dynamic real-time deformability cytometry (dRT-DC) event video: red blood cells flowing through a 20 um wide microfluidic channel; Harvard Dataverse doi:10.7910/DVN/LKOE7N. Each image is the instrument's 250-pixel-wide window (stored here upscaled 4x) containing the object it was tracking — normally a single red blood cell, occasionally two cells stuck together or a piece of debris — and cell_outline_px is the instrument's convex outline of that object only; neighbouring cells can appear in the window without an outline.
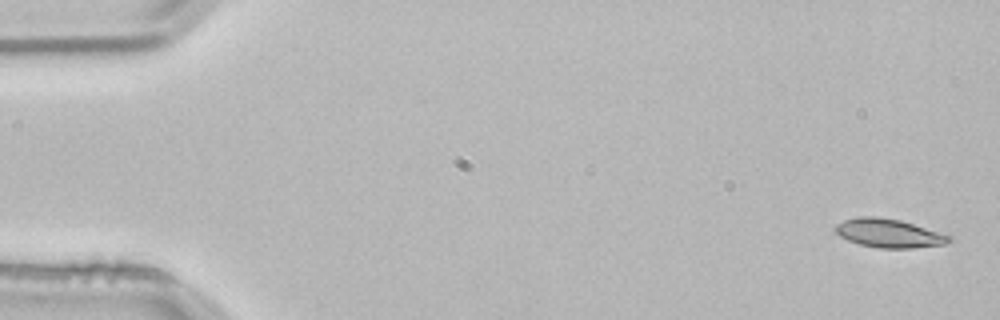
{"species": "common noctule bat (a hibernating species)", "species_latin": "Nyctalus noctula", "temperature_condition": "room temperature", "stored_images_in_passage": 4, "camera_frame_rate_fps": 3000, "um_per_image_px": 0.085, "animal": {"sex": "male", "body_mass_g": 21.5, "forearm_length_mm": 52.0}, "frame": {"image": 1, "passage_image": 1, "time_ms": 0.0, "image_size_px": [1000, 320], "cell_outline_px": [[952, 240], [944, 244], [912, 248], [880, 248], [860, 244], [848, 240], [840, 236], [832, 228], [836, 224], [844, 220], [860, 216], [876, 216], [900, 220], [952, 236]], "centroid_in_image_um": [75.52, 19.82], "position_along_channel_um": 9.5, "area_um2": 18.9}}
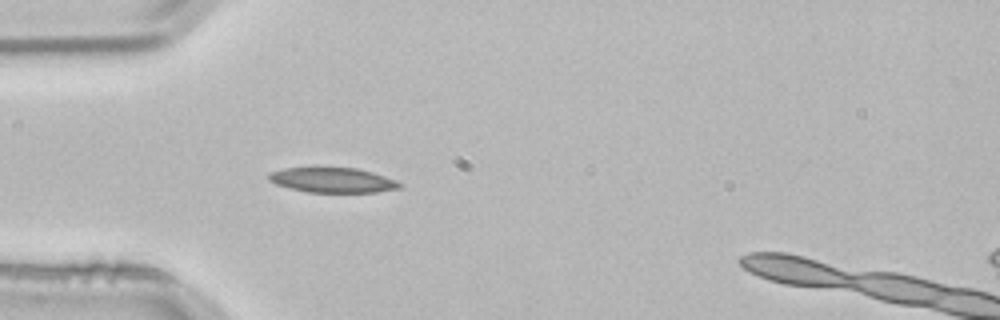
{"frame": {"image": 2, "passage_image": 4, "time_ms": 1.0, "image_size_px": [1000, 320], "cell_outline_px": [[404, 184], [400, 188], [376, 192], [308, 192], [276, 184], [268, 180], [268, 172], [284, 168], [316, 164], [356, 168], [372, 172], [396, 180]], "centroid_in_image_um": [28.22, 15.25], "position_along_channel_um": 56.8, "area_um2": 19.94}}